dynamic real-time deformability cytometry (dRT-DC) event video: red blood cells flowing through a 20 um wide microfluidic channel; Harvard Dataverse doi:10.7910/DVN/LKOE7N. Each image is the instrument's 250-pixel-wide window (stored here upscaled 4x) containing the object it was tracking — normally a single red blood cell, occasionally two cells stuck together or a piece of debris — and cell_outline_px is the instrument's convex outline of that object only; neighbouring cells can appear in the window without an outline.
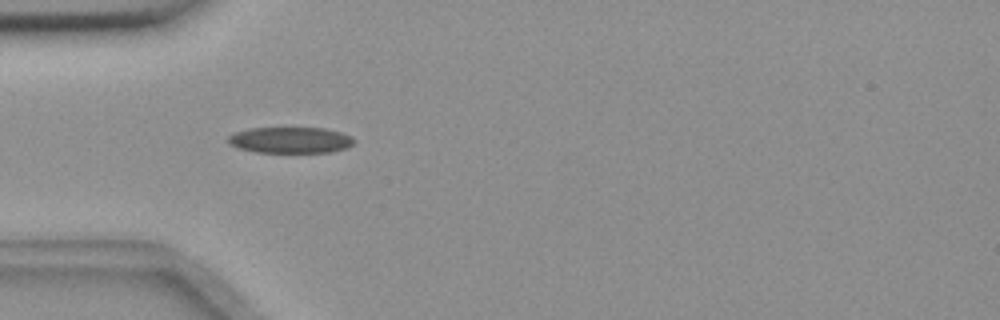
{"species": "common noctule bat (a hibernating species)", "species_latin": "Nyctalus noctula", "temperature_condition": "room temperature", "stored_images_in_passage": 6, "camera_frame_rate_fps": 3000, "um_per_image_px": 0.085, "animal": {"sex": "female", "body_mass_g": 18.4}, "frame": {"image": 1, "passage_image": 1, "time_ms": 0.0, "image_size_px": [1000, 320], "cell_outline_px": [[356, 140], [348, 148], [332, 152], [256, 152], [240, 148], [228, 144], [228, 136], [236, 132], [252, 128], [324, 128], [340, 132], [352, 136]], "centroid_in_image_um": [24.72, 11.91], "position_along_channel_um": 60.3, "area_um2": 19.13}}
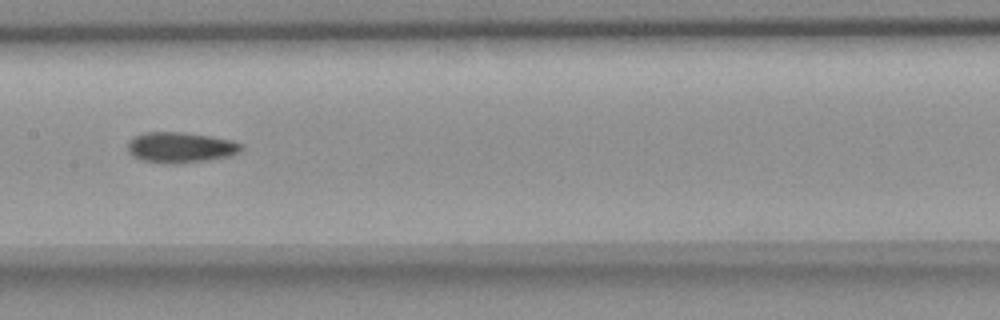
{"frame": {"image": 2, "passage_image": 4, "time_ms": 1.0, "image_size_px": [1000, 320], "cell_outline_px": [[244, 148], [228, 156], [204, 160], [176, 164], [172, 164], [140, 160], [128, 152], [128, 140], [144, 132], [184, 132], [212, 136], [232, 140], [240, 144]], "centroid_in_image_um": [15.3, 12.52], "position_along_channel_um": 192.1, "area_um2": 20.11}}
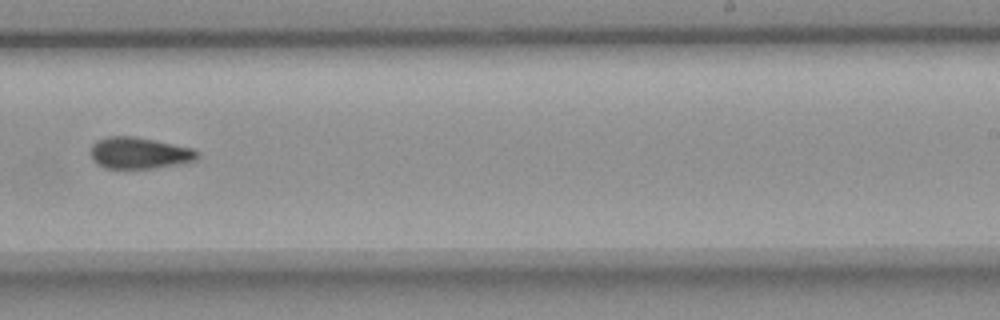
{"frame": {"image": 3, "passage_image": 6, "time_ms": 1.667, "image_size_px": [1000, 320], "cell_outline_px": [[200, 156], [196, 160], [176, 164], [152, 168], [104, 168], [92, 160], [92, 144], [96, 140], [108, 136], [132, 136], [196, 148], [200, 152]], "centroid_in_image_um": [11.87, 13.0], "position_along_channel_um": 277.1, "area_um2": 19.59}}